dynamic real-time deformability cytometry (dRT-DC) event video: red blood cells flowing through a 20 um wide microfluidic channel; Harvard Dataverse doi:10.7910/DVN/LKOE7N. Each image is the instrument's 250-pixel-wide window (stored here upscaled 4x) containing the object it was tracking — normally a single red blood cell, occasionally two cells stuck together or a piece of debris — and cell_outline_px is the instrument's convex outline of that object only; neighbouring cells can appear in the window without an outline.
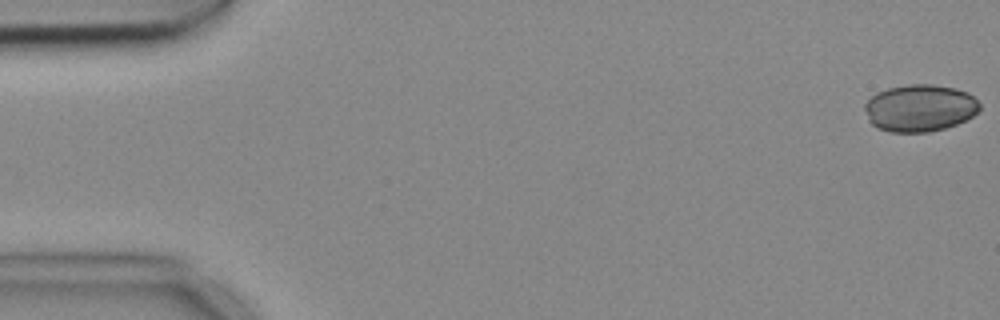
{"species": "common noctule bat (a hibernating species)", "species_latin": "Nyctalus noctula", "temperature_condition": "cold", "stored_images_in_passage": 5, "camera_frame_rate_fps": 3000, "um_per_image_px": 0.085, "animal": {"sex": "female", "body_mass_g": 18.4}, "frame": {"image": 1, "passage_image": 1, "time_ms": 0.0, "image_size_px": [1000, 320], "cell_outline_px": [[980, 108], [972, 116], [956, 124], [944, 128], [928, 132], [892, 132], [876, 128], [868, 120], [864, 108], [864, 104], [876, 92], [888, 88], [908, 84], [932, 84], [956, 88], [968, 92], [980, 104]], "centroid_in_image_um": [78.15, 9.17], "position_along_channel_um": 6.8, "area_um2": 31.62}}
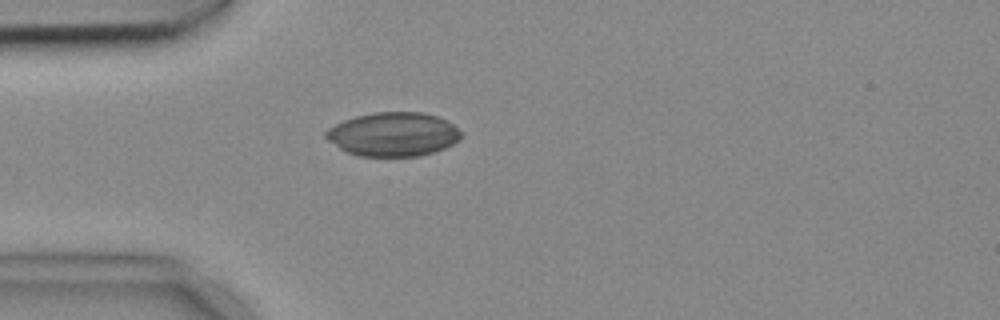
{"frame": {"image": 2, "passage_image": 5, "time_ms": 1.333, "image_size_px": [1000, 320], "cell_outline_px": [[460, 140], [444, 148], [420, 156], [356, 156], [340, 148], [328, 140], [324, 136], [324, 132], [328, 128], [344, 120], [356, 116], [372, 112], [424, 112], [448, 120], [460, 132]], "centroid_in_image_um": [33.41, 11.41], "position_along_channel_um": 51.6, "area_um2": 34.56}}